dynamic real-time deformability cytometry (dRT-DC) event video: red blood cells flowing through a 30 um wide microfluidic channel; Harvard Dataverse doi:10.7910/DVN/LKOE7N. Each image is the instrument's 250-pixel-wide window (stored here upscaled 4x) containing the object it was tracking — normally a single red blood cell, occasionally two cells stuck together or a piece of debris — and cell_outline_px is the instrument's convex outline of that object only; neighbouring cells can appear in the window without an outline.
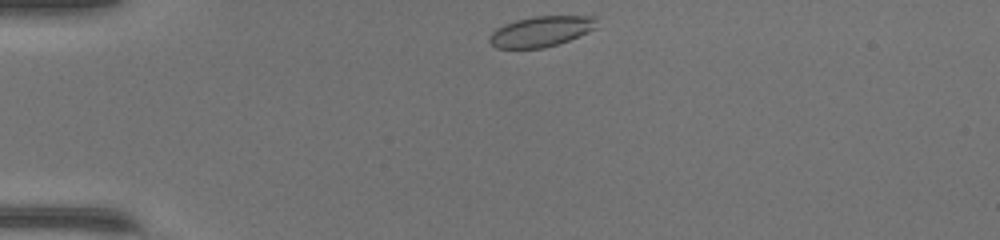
{"species": "common noctule bat (a hibernating species)", "species_latin": "Nyctalus noctula", "temperature_condition": "warm", "stored_images_in_passage": 38, "camera_frame_rate_fps": 3000, "um_per_image_px": 0.085, "animal": {"sex": "female", "body_mass_g": 17.0, "forearm_length_mm": 48.0}, "frame": {"image": 1, "passage_image": 1, "time_ms": 0.0, "image_size_px": [1000, 240], "cell_outline_px": [[600, 16], [596, 28], [588, 32], [568, 40], [544, 48], [496, 48], [488, 40], [488, 36], [496, 28], [504, 24], [516, 20], [536, 16]], "centroid_in_image_um": [46.01, 2.66], "position_along_channel_um": 39.0, "area_um2": 19.13}}
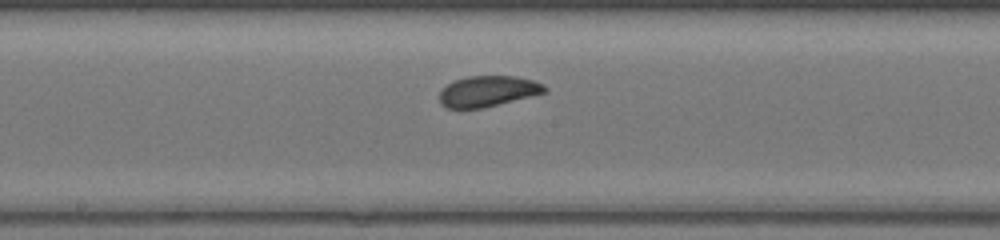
{"frame": {"image": 2, "passage_image": 16, "time_ms": 5.0, "image_size_px": [1000, 240], "cell_outline_px": [[548, 92], [484, 108], [448, 108], [440, 104], [440, 88], [452, 80], [468, 76], [516, 76], [536, 80], [544, 84], [548, 88]], "centroid_in_image_um": [41.49, 7.74], "position_along_channel_um": 206.7, "area_um2": 19.31}}
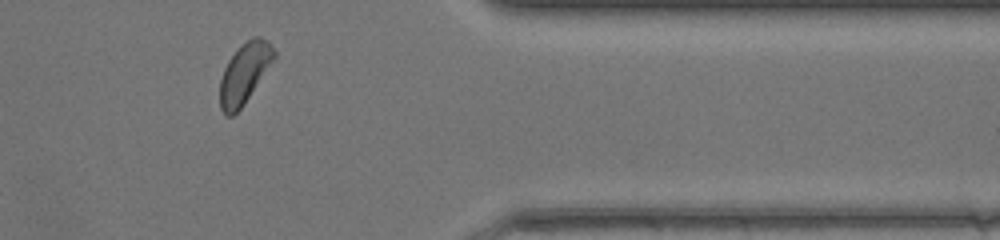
{"frame": {"image": 3, "passage_image": 30, "time_ms": 9.667, "image_size_px": [1000, 240], "cell_outline_px": [[276, 56], [240, 108], [232, 116], [224, 116], [220, 108], [220, 80], [224, 68], [228, 60], [252, 36], [260, 36], [268, 40], [272, 44], [276, 52]], "centroid_in_image_um": [20.77, 6.21], "position_along_channel_um": 390.6, "area_um2": 18.55}, "authors_computed_cell_mechanics": {"area_um2": 19.3052, "velocity_mm_per_s": 4.2749, "shape_relaxation_time_tau1_ms": 2.4781, "shape_relaxation_time_tau2_ms": 0.9634, "deformation_change_tau1": 0.0944, "deformation_change_tau2": 0.0634}}